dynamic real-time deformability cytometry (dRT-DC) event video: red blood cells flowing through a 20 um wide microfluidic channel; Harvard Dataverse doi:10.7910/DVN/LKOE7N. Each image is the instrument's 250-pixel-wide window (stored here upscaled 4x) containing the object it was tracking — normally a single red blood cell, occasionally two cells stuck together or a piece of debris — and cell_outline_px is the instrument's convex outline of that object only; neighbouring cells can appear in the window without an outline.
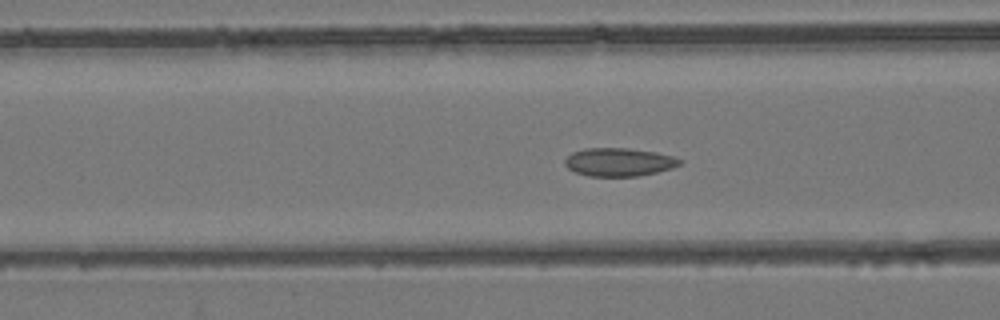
{"species": "common noctule bat (a hibernating species)", "species_latin": "Nyctalus noctula", "temperature_condition": "room temperature", "stored_images_in_passage": 55, "camera_frame_rate_fps": 3000, "um_per_image_px": 0.085, "animal": {"sex": "female", "body_mass_g": 24.6, "forearm_length_mm": 56.2}, "frame": {"image": 1, "passage_image": 22, "time_ms": 7.0, "image_size_px": [1000, 320], "cell_outline_px": [[680, 164], [672, 168], [656, 172], [636, 176], [588, 176], [576, 172], [568, 168], [564, 164], [564, 160], [572, 152], [584, 148], [628, 148], [656, 152], [672, 156], [680, 160]], "centroid_in_image_um": [52.57, 13.77], "position_along_channel_um": 114.0, "area_um2": 18.79}}
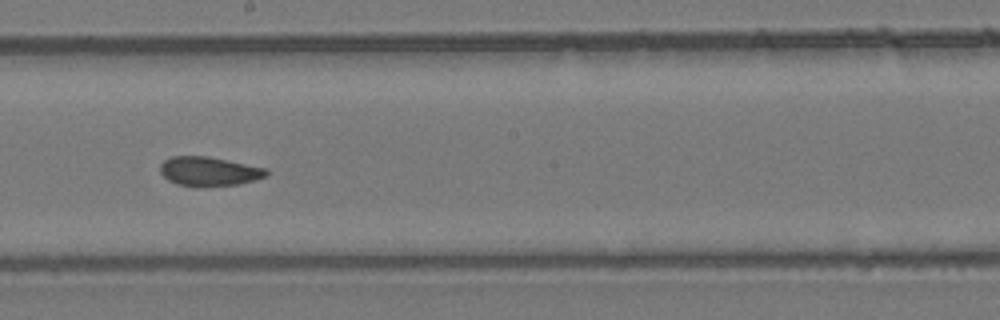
{"frame": {"image": 2, "passage_image": 31, "time_ms": 10.0, "image_size_px": [1000, 320], "cell_outline_px": [[268, 172], [264, 176], [256, 180], [240, 184], [196, 188], [176, 184], [168, 180], [160, 172], [160, 164], [164, 160], [172, 156], [208, 156], [268, 168]], "centroid_in_image_um": [17.75, 14.58], "position_along_channel_um": 230.4, "area_um2": 18.44}}
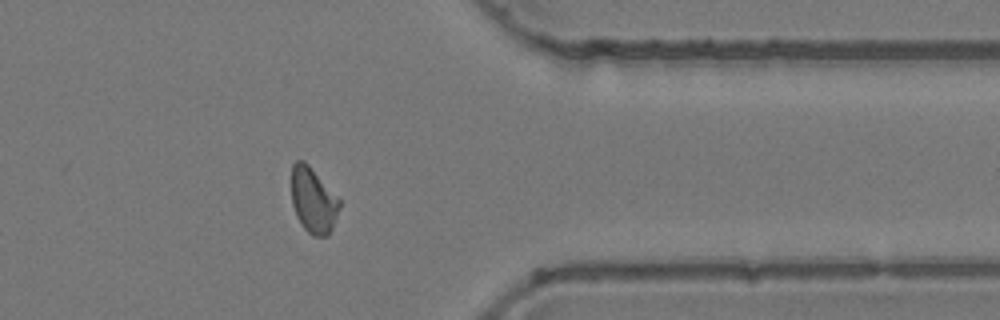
{"frame": {"image": 3, "passage_image": 44, "time_ms": 14.333, "image_size_px": [1000, 320], "cell_outline_px": [[340, 208], [332, 228], [328, 236], [312, 236], [304, 228], [296, 216], [292, 204], [292, 164], [296, 160], [304, 160], [308, 164], [340, 200]], "centroid_in_image_um": [26.62, 17.04], "position_along_channel_um": 384.8, "area_um2": 18.21}, "authors_computed_cell_mechanics": {"area_um2": 18.6116, "velocity_mm_per_s": 3.8776, "shape_relaxation_time_tau1_ms": null, "shape_relaxation_time_tau2_ms": 2.0206, "deformation_change_tau1": null, "deformation_change_tau2": 0.0664}}